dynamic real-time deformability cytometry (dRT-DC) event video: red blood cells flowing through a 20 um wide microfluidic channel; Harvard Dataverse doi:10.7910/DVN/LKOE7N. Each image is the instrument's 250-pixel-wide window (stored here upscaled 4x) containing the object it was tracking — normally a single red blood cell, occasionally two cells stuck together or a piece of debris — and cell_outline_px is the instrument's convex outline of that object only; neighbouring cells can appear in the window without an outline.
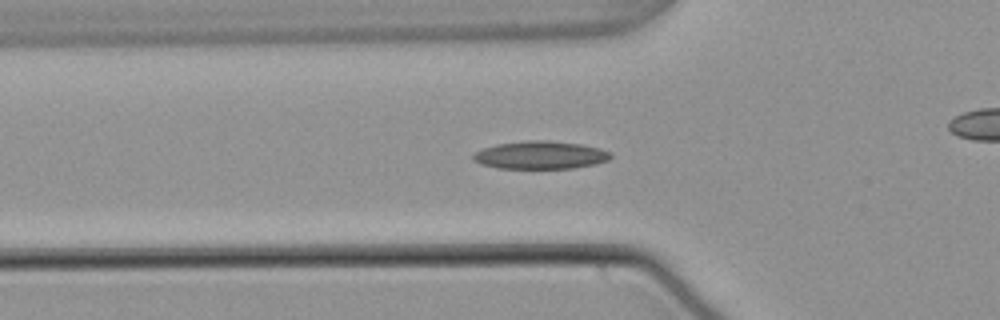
{"species": "common noctule bat (a hibernating species)", "species_latin": "Nyctalus noctula", "temperature_condition": "warm", "stored_images_in_passage": 55, "camera_frame_rate_fps": 3000, "um_per_image_px": 0.085, "animal": {"sex": "male", "body_mass_g": 21.5, "forearm_length_mm": 52.0}, "frame": {"image": 1, "passage_image": 18, "time_ms": 5.667, "image_size_px": [1000, 320], "cell_outline_px": [[612, 156], [608, 160], [596, 164], [572, 168], [496, 168], [480, 164], [472, 160], [472, 156], [476, 152], [484, 148], [496, 144], [528, 140], [548, 140], [584, 144], [600, 148], [612, 152]], "centroid_in_image_um": [45.95, 13.17], "position_along_channel_um": 79.8, "area_um2": 22.54}}
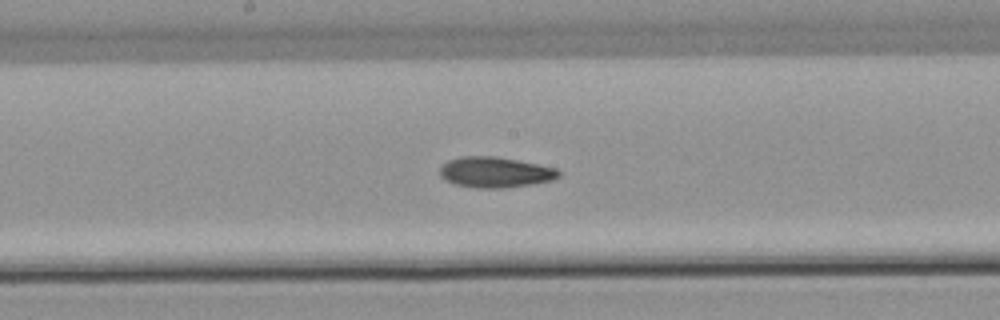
{"frame": {"image": 2, "passage_image": 28, "time_ms": 9.0, "image_size_px": [1000, 320], "cell_outline_px": [[560, 176], [552, 180], [532, 184], [504, 188], [476, 188], [456, 184], [444, 180], [440, 176], [440, 168], [448, 160], [460, 156], [496, 156], [556, 168], [560, 172]], "centroid_in_image_um": [42.07, 14.64], "position_along_channel_um": 206.1, "area_um2": 21.15}}
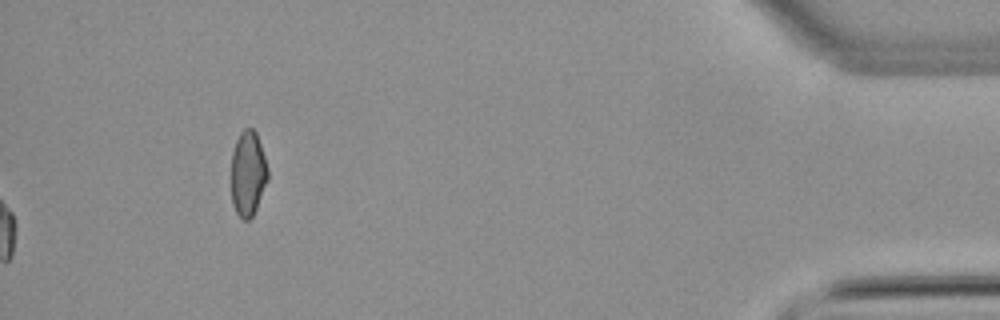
{"frame": {"image": 3, "passage_image": 55, "time_ms": 18.0, "image_size_px": [1000, 320], "cell_outline_px": [[268, 180], [256, 208], [252, 216], [248, 220], [244, 220], [236, 212], [232, 204], [232, 152], [236, 140], [240, 132], [244, 128], [252, 128], [256, 132], [268, 168]], "centroid_in_image_um": [21.08, 14.74], "position_along_channel_um": 414.1, "area_um2": 18.03}, "authors_computed_cell_mechanics": {"area_um2": 20.6346, "velocity_mm_per_s": 3.7806, "shape_relaxation_time_tau1_ms": null, "shape_relaxation_time_tau2_ms": 9.2223, "deformation_change_tau1": null, "deformation_change_tau2": 0.1631}}